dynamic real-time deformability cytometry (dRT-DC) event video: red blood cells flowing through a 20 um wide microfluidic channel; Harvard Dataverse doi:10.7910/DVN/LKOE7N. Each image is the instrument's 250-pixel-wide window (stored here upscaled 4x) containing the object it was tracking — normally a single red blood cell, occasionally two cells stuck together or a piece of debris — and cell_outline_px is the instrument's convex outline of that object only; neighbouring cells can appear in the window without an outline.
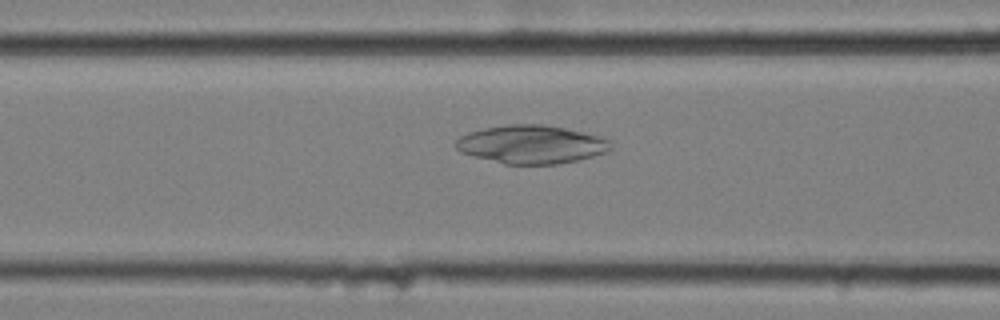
{"species": "common noctule bat (a hibernating species)", "species_latin": "Nyctalus noctula", "temperature_condition": "cold", "stored_images_in_passage": 43, "camera_frame_rate_fps": 3000, "um_per_image_px": 0.085, "animal": {"sex": "female", "body_mass_g": 25.1}, "frame": {"image": 1, "passage_image": 9, "time_ms": 2.667, "image_size_px": [1000, 320], "cell_outline_px": [[612, 148], [608, 152], [576, 160], [556, 164], [504, 164], [460, 152], [456, 148], [456, 140], [460, 136], [468, 132], [484, 128], [508, 124], [544, 124], [604, 136], [608, 140]], "centroid_in_image_um": [45.18, 12.26], "position_along_channel_um": 121.4, "area_um2": 34.62}}
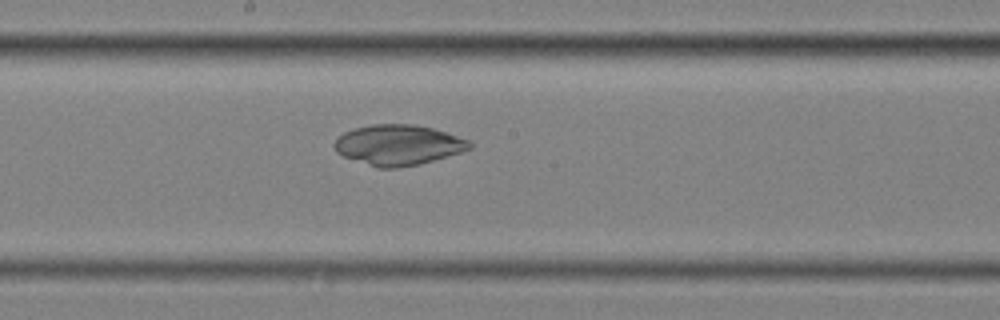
{"frame": {"image": 2, "passage_image": 17, "time_ms": 5.333, "image_size_px": [1000, 320], "cell_outline_px": [[472, 148], [448, 156], [420, 164], [396, 168], [380, 168], [344, 156], [336, 152], [332, 144], [344, 132], [356, 128], [372, 124], [412, 124], [432, 128], [468, 140], [472, 144]], "centroid_in_image_um": [33.84, 12.32], "position_along_channel_um": 214.4, "area_um2": 31.44}}
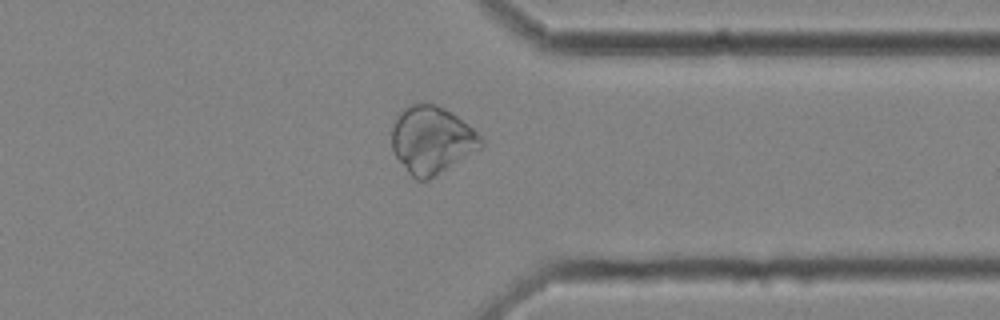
{"frame": {"image": 3, "passage_image": 31, "time_ms": 10.0, "image_size_px": [1000, 320], "cell_outline_px": [[484, 144], [480, 148], [436, 176], [428, 180], [416, 180], [408, 172], [396, 156], [392, 148], [392, 124], [396, 116], [404, 108], [412, 104], [436, 104], [444, 108], [468, 124], [484, 140]], "centroid_in_image_um": [36.68, 11.9], "position_along_channel_um": 374.7, "area_um2": 34.8}}